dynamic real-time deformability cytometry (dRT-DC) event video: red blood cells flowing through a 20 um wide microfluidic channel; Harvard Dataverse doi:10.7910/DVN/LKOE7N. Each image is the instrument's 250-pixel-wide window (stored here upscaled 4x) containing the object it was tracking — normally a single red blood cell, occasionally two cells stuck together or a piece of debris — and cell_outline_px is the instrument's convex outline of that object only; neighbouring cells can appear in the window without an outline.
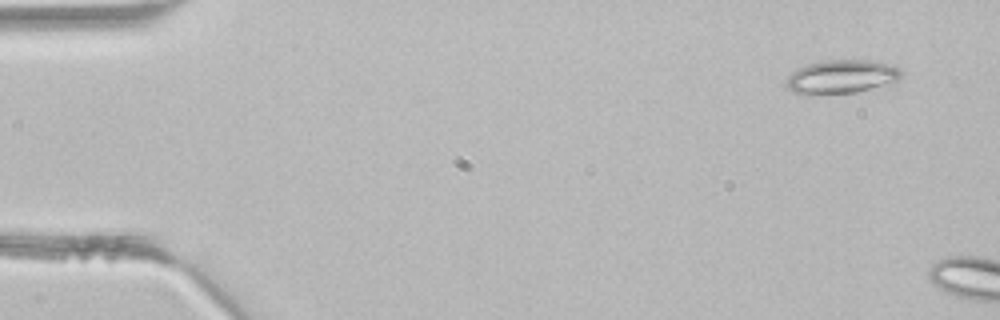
{"species": "common noctule bat (a hibernating species)", "species_latin": "Nyctalus noctula", "temperature_condition": "room temperature", "stored_images_in_passage": 3, "camera_frame_rate_fps": 3000, "um_per_image_px": 0.085, "animal": {"sex": "male", "body_mass_g": 21.5, "forearm_length_mm": 52.0}, "frame": {"image": 1, "passage_image": 1, "time_ms": 0.0, "image_size_px": [1000, 320], "cell_outline_px": [[904, 72], [896, 80], [856, 92], [808, 96], [804, 96], [792, 92], [784, 84], [788, 76], [792, 72], [808, 64], [824, 60], [868, 60], [888, 64], [900, 68]], "centroid_in_image_um": [71.43, 6.54], "position_along_channel_um": 13.6, "area_um2": 22.6}}